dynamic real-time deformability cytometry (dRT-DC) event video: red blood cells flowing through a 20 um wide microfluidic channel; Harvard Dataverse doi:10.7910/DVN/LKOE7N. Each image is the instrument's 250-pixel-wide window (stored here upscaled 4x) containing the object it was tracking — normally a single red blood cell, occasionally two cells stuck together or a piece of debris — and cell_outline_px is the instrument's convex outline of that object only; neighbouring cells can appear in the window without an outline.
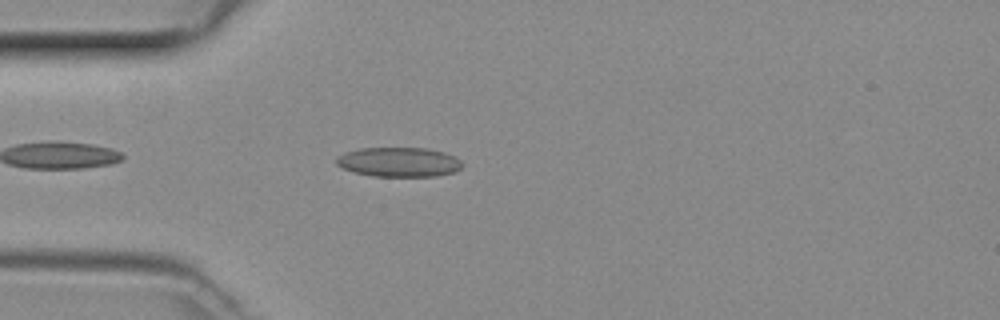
{"species": "common noctule bat (a hibernating species)", "species_latin": "Nyctalus noctula", "temperature_condition": "room temperature", "stored_images_in_passage": 38, "camera_frame_rate_fps": 3000, "um_per_image_px": 0.085, "animal": {"sex": "female", "body_mass_g": 29.2, "forearm_length_mm": 56.3}, "frame": {"image": 1, "passage_image": 3, "time_ms": 0.667, "image_size_px": [1000, 320], "cell_outline_px": [[460, 168], [456, 172], [436, 176], [372, 176], [356, 172], [344, 168], [336, 164], [336, 156], [344, 152], [360, 148], [428, 148], [444, 152], [456, 156], [460, 160]], "centroid_in_image_um": [33.91, 13.76], "position_along_channel_um": 51.1, "area_um2": 21.68}}
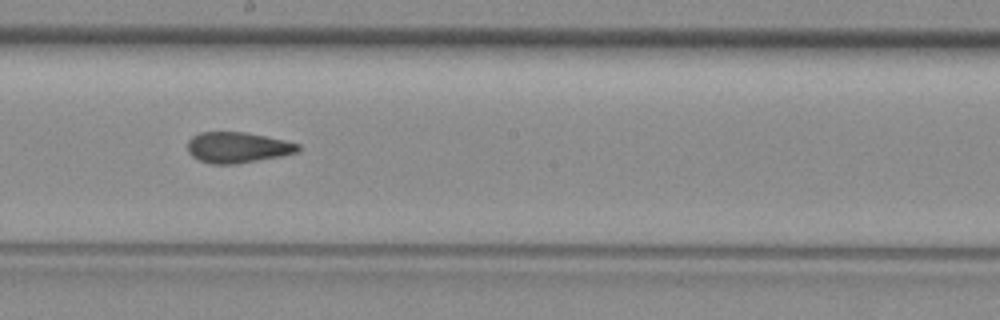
{"frame": {"image": 2, "passage_image": 16, "time_ms": 5.0, "image_size_px": [1000, 320], "cell_outline_px": [[300, 152], [280, 156], [236, 164], [212, 164], [200, 160], [192, 156], [188, 152], [188, 140], [192, 136], [200, 132], [244, 132], [284, 140], [300, 144]], "centroid_in_image_um": [20.19, 12.53], "position_along_channel_um": 228.0, "area_um2": 19.77}}
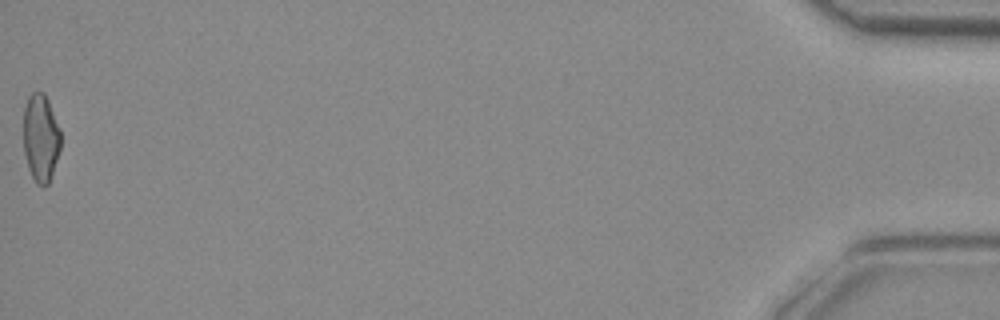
{"frame": {"image": 3, "passage_image": 38, "time_ms": 12.333, "image_size_px": [1000, 320], "cell_outline_px": [[60, 148], [48, 184], [44, 188], [36, 184], [28, 168], [24, 152], [24, 108], [28, 96], [32, 92], [44, 92], [48, 100], [60, 128]], "centroid_in_image_um": [3.46, 11.71], "position_along_channel_um": 431.7, "area_um2": 19.02}}